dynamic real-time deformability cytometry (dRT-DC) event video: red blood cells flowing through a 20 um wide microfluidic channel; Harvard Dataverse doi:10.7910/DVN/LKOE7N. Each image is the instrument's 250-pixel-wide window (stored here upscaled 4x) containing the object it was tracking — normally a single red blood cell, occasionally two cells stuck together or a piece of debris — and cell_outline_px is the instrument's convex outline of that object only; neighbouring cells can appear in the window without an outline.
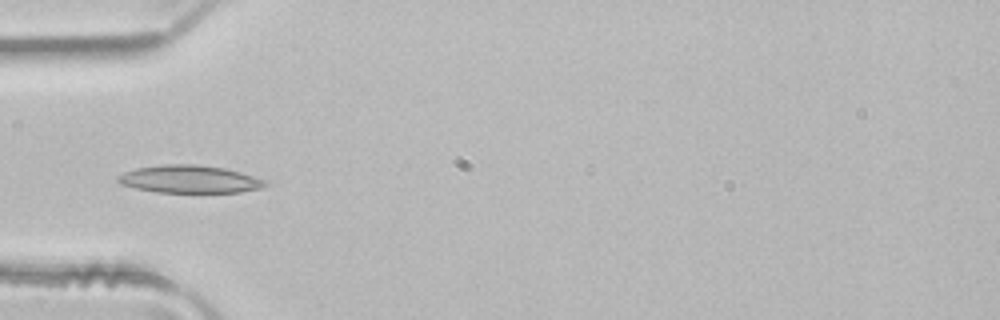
{"species": "common noctule bat (a hibernating species)", "species_latin": "Nyctalus noctula", "temperature_condition": "room temperature", "stored_images_in_passage": 4, "camera_frame_rate_fps": 3000, "um_per_image_px": 0.085, "animal": {"sex": "male", "body_mass_g": 21.5, "forearm_length_mm": 52.0}, "frame": {"image": 1, "passage_image": 4, "time_ms": 1.0, "image_size_px": [1000, 320], "cell_outline_px": [[268, 184], [264, 188], [240, 192], [156, 192], [136, 188], [120, 184], [116, 180], [116, 176], [124, 172], [136, 168], [164, 164], [196, 164], [224, 168], [240, 172], [268, 180]], "centroid_in_image_um": [16.13, 15.23], "position_along_channel_um": 68.9, "area_um2": 23.93}}